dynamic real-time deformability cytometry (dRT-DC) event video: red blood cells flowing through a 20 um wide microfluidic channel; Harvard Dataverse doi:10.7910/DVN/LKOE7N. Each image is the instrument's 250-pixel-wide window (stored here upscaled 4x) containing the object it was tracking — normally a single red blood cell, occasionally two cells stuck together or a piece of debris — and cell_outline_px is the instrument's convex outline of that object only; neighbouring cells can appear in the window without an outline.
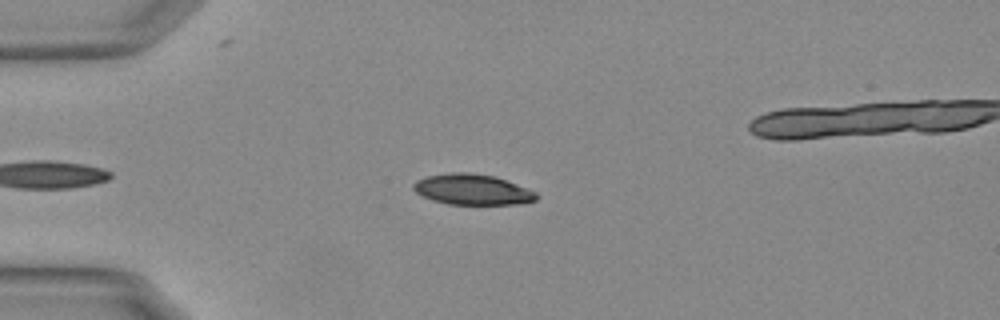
{"species": "Egyptian fruit bat (a non-hibernating species)", "species_latin": "Rousettus aegyptiacus", "temperature_condition": "warm", "stored_images_in_passage": 42, "camera_frame_rate_fps": 3000, "um_per_image_px": 0.085, "animal": {"sex": "female"}, "frame": {"image": 1, "passage_image": 6, "time_ms": 1.667, "image_size_px": [1000, 320], "cell_outline_px": [[540, 196], [536, 200], [516, 204], [448, 204], [432, 200], [416, 192], [412, 188], [412, 184], [416, 180], [428, 176], [452, 172], [468, 172], [496, 176], [536, 192]], "centroid_in_image_um": [40.15, 16.1], "position_along_channel_um": 44.9, "area_um2": 21.91}}
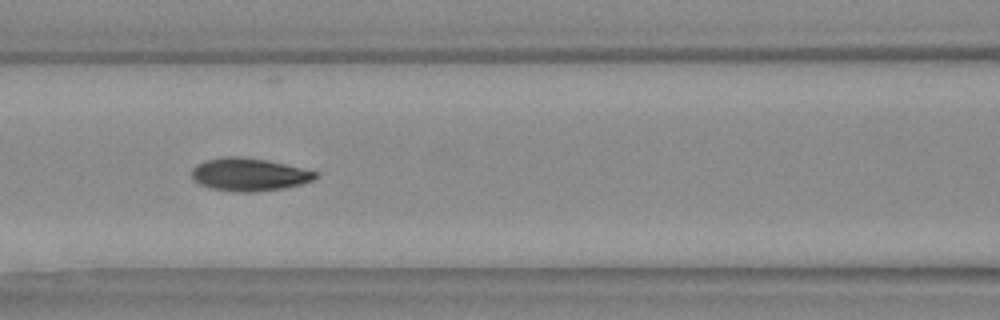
{"frame": {"image": 2, "passage_image": 16, "time_ms": 5.0, "image_size_px": [1000, 320], "cell_outline_px": [[320, 176], [312, 180], [300, 184], [284, 188], [256, 192], [236, 192], [208, 188], [192, 180], [192, 168], [196, 164], [208, 160], [224, 156], [240, 156], [264, 160], [284, 164], [320, 172]], "centroid_in_image_um": [21.16, 14.84], "position_along_channel_um": 145.4, "area_um2": 23.81}}
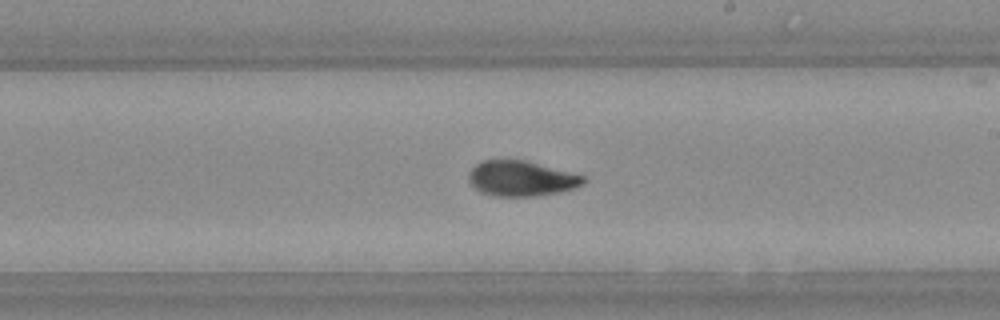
{"frame": {"image": 3, "passage_image": 24, "time_ms": 7.667, "image_size_px": [1000, 320], "cell_outline_px": [[588, 180], [584, 184], [576, 188], [560, 192], [540, 196], [492, 196], [480, 192], [468, 180], [468, 176], [472, 168], [476, 164], [484, 160], [524, 160], [584, 176]], "centroid_in_image_um": [44.33, 15.19], "position_along_channel_um": 244.7, "area_um2": 23.58}, "authors_computed_cell_mechanics": {"area_um2": 23.5535, "velocity_mm_per_s": 3.7456, "shape_relaxation_time_tau1_ms": 6.0841, "shape_relaxation_time_tau2_ms": 1.6992, "deformation_change_tau1": 0.18, "deformation_change_tau2": 0.0561}}